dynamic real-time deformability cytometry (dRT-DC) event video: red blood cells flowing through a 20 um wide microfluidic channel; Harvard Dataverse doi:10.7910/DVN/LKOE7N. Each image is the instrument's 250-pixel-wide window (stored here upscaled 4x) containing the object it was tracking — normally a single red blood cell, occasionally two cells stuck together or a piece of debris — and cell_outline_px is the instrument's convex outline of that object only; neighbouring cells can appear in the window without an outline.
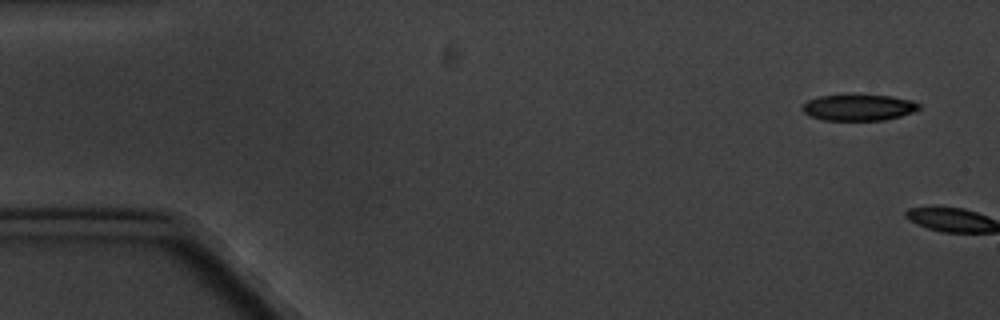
{"species": "common noctule bat (a hibernating species)", "species_latin": "Nyctalus noctula", "temperature_condition": "cold", "stored_images_in_passage": 2, "camera_frame_rate_fps": 3000, "um_per_image_px": 0.085, "animal": {"sex": "male", "body_mass_g": 20.1, "forearm_length_mm": 53.5}, "frame": {"image": 1, "passage_image": 1, "time_ms": 0.0, "image_size_px": [1000, 320], "cell_outline_px": [[920, 108], [912, 112], [900, 116], [884, 120], [824, 120], [812, 116], [804, 112], [804, 104], [808, 100], [820, 96], [892, 96], [912, 100], [920, 104]], "centroid_in_image_um": [73.03, 9.15], "position_along_channel_um": 12.0, "area_um2": 17.28}}